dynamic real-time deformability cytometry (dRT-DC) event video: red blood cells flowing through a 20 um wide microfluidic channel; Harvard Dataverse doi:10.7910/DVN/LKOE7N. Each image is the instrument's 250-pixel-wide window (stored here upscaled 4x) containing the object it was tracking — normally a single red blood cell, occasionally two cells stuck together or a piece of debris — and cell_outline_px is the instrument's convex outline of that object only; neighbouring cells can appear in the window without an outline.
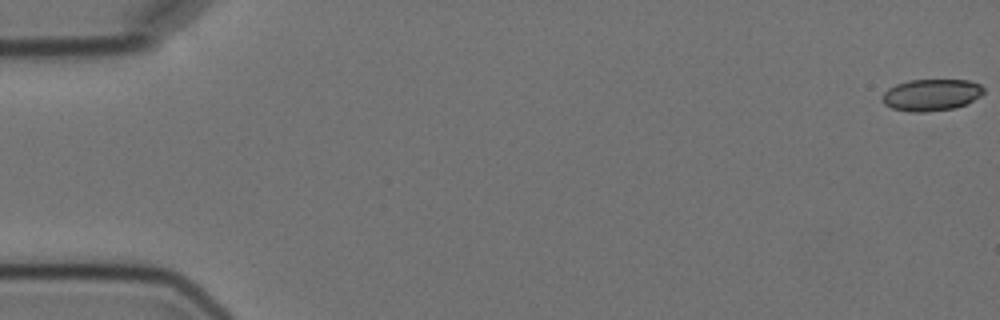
{"species": "Egyptian fruit bat (a non-hibernating species)", "species_latin": "Rousettus aegyptiacus", "temperature_condition": "cold", "stored_images_in_passage": 6, "camera_frame_rate_fps": 3000, "um_per_image_px": 0.085, "animal": {"sex": "female"}, "frame": {"image": 1, "passage_image": 1, "time_ms": 0.0, "image_size_px": [1000, 320], "cell_outline_px": [[984, 92], [980, 96], [964, 104], [952, 108], [924, 112], [912, 112], [892, 108], [884, 104], [884, 92], [888, 88], [896, 84], [908, 80], [968, 80], [980, 84], [984, 88]], "centroid_in_image_um": [79.16, 8.05], "position_along_channel_um": 5.8, "area_um2": 18.5}}
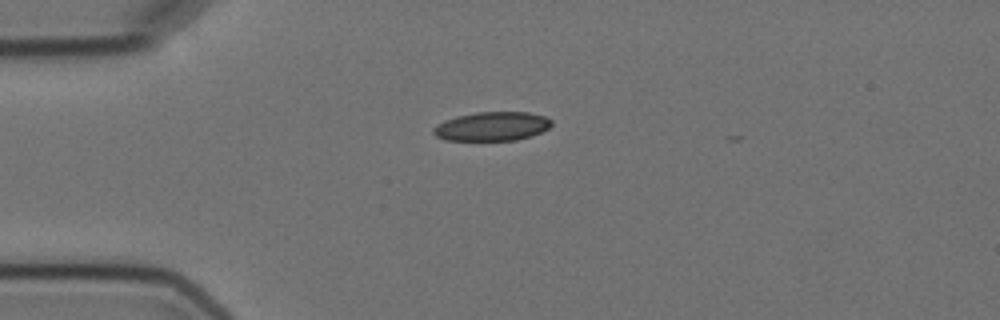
{"frame": {"image": 2, "passage_image": 5, "time_ms": 4.667, "image_size_px": [1000, 320], "cell_outline_px": [[552, 124], [548, 128], [532, 136], [516, 140], [444, 140], [436, 136], [432, 132], [432, 128], [444, 120], [456, 116], [476, 112], [528, 112], [544, 116], [552, 120]], "centroid_in_image_um": [41.8, 10.74], "position_along_channel_um": 43.2, "area_um2": 20.0}}